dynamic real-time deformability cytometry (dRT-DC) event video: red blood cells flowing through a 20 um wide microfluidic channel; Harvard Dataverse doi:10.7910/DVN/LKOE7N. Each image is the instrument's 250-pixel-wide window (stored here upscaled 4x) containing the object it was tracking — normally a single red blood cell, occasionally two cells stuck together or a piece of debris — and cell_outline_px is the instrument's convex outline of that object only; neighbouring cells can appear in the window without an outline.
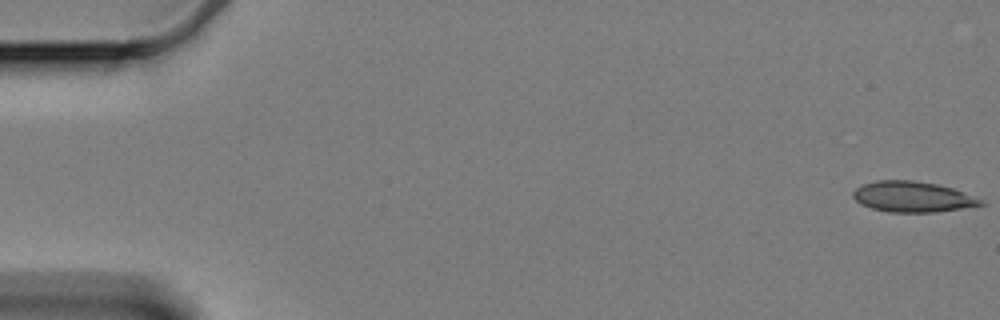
{"species": "Egyptian fruit bat (a non-hibernating species)", "species_latin": "Rousettus aegyptiacus", "temperature_condition": "cold", "stored_images_in_passage": 9, "camera_frame_rate_fps": 3000, "um_per_image_px": 0.085, "animal": {"sex": "female"}, "frame": {"image": 1, "passage_image": 1, "time_ms": 0.0, "image_size_px": [1000, 320], "cell_outline_px": [[984, 204], [936, 212], [888, 212], [872, 208], [860, 204], [852, 196], [852, 192], [860, 184], [876, 180], [912, 180], [936, 184], [952, 188], [984, 200]], "centroid_in_image_um": [77.51, 16.72], "position_along_channel_um": 7.5, "area_um2": 22.72}}